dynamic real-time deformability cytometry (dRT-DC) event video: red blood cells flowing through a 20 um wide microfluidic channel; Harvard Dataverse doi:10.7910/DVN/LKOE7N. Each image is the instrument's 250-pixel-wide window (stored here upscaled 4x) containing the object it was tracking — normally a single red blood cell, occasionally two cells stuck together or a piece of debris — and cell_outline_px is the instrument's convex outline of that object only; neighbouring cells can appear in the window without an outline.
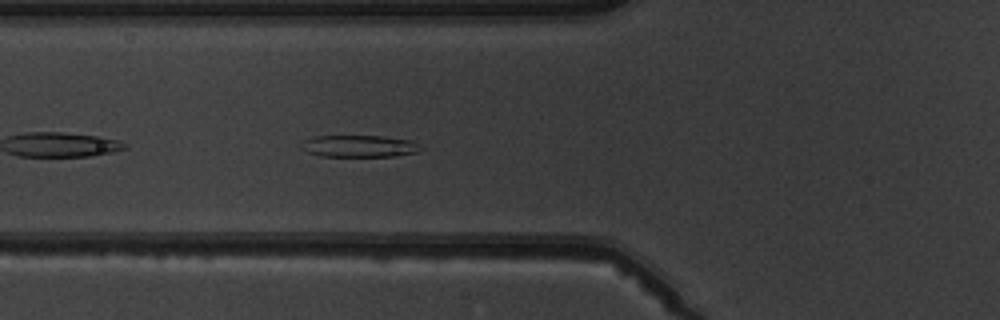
{"species": "common noctule bat (a hibernating species)", "species_latin": "Nyctalus noctula", "temperature_condition": "warm", "stored_images_in_passage": 6, "camera_frame_rate_fps": 3000, "um_per_image_px": 0.085, "animal": {"sex": "male", "body_mass_g": 19.5, "forearm_length_mm": 54.6}, "frame": {"image": 1, "passage_image": 6, "time_ms": 5.667, "image_size_px": [1000, 320], "cell_outline_px": [[424, 148], [416, 152], [400, 156], [320, 156], [308, 152], [300, 148], [304, 140], [316, 136], [384, 136], [412, 140]], "centroid_in_image_um": [30.57, 12.42], "position_along_channel_um": 95.2, "area_um2": 15.32}}